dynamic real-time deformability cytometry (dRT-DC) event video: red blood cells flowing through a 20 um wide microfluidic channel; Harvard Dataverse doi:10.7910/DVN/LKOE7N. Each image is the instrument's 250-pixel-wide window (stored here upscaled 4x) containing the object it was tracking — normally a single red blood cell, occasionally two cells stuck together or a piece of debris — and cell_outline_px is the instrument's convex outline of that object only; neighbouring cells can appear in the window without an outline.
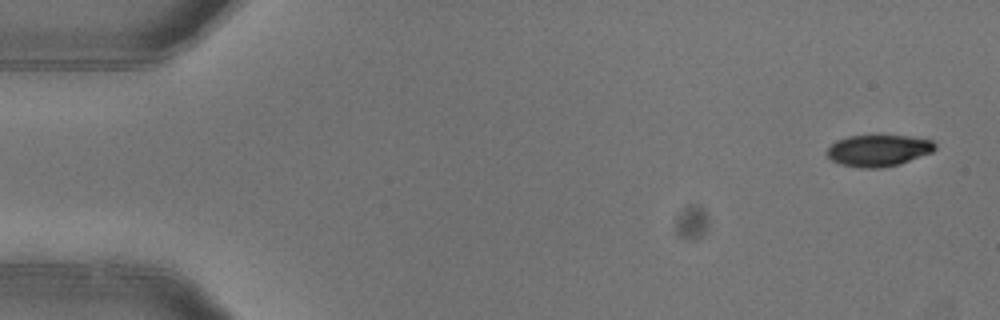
{"species": "common noctule bat (a hibernating species)", "species_latin": "Nyctalus noctula", "temperature_condition": "warm", "stored_images_in_passage": 4, "camera_frame_rate_fps": 3000, "um_per_image_px": 0.085, "animal": {"sex": "female"}, "frame": {"image": 1, "passage_image": 1, "time_ms": 0.0, "image_size_px": [1000, 320], "cell_outline_px": [[936, 148], [932, 152], [900, 164], [880, 168], [860, 168], [840, 164], [832, 160], [828, 156], [828, 148], [836, 140], [848, 136], [876, 132], [908, 136], [932, 140], [936, 144]], "centroid_in_image_um": [74.67, 12.74], "position_along_channel_um": 10.3, "area_um2": 20.63}}
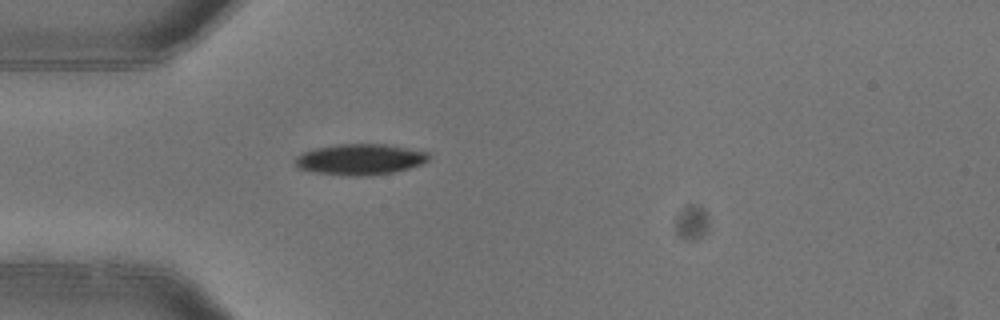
{"frame": {"image": 2, "passage_image": 4, "time_ms": 1.0, "image_size_px": [1000, 320], "cell_outline_px": [[428, 160], [420, 164], [408, 168], [392, 172], [368, 176], [348, 176], [316, 172], [296, 168], [292, 160], [296, 156], [304, 152], [316, 148], [336, 144], [384, 144], [428, 152]], "centroid_in_image_um": [30.53, 13.55], "position_along_channel_um": 54.5, "area_um2": 23.99}}